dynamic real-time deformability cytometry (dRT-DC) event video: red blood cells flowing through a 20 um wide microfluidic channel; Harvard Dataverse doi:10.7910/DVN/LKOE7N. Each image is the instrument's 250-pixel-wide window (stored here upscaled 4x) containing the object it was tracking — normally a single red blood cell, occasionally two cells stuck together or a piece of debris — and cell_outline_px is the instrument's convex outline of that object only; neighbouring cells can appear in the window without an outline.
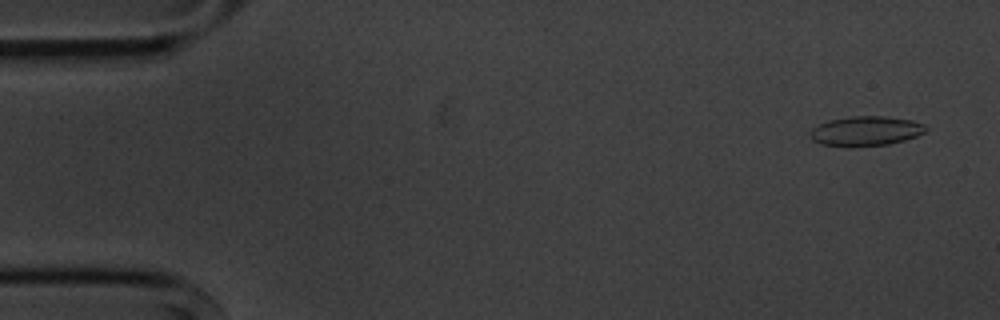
{"species": "common noctule bat (a hibernating species)", "species_latin": "Nyctalus noctula", "temperature_condition": "cold", "stored_images_in_passage": 7, "camera_frame_rate_fps": 3000, "um_per_image_px": 0.085, "animal": {"sex": "male", "body_mass_g": 20.1, "forearm_length_mm": 53.5}, "frame": {"image": 1, "passage_image": 1, "time_ms": 0.0, "image_size_px": [1000, 320], "cell_outline_px": [[928, 128], [924, 132], [916, 136], [904, 140], [888, 144], [820, 144], [812, 140], [808, 132], [812, 128], [828, 120], [852, 116], [884, 116], [912, 120], [924, 124]], "centroid_in_image_um": [73.6, 11.09], "position_along_channel_um": 11.4, "area_um2": 19.31}}
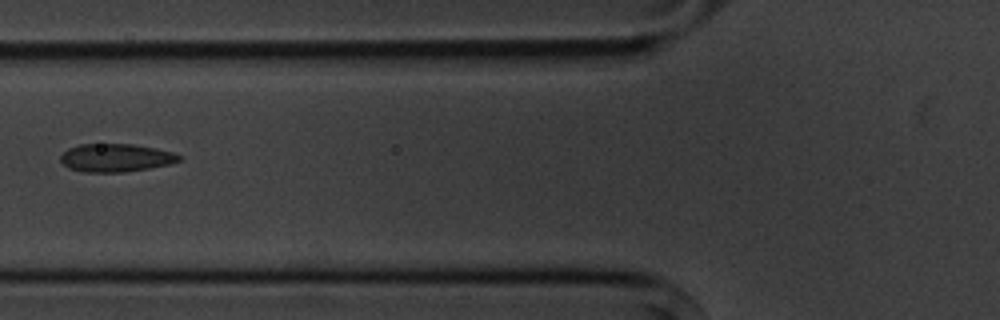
{"frame": {"image": 2, "passage_image": 6, "time_ms": 6.0, "image_size_px": [1000, 320], "cell_outline_px": [[180, 160], [168, 164], [148, 168], [124, 172], [84, 172], [68, 168], [60, 160], [60, 156], [68, 148], [80, 144], [132, 144], [156, 148], [172, 152], [180, 156]], "centroid_in_image_um": [9.8, 13.41], "position_along_channel_um": 116.0, "area_um2": 19.25}}
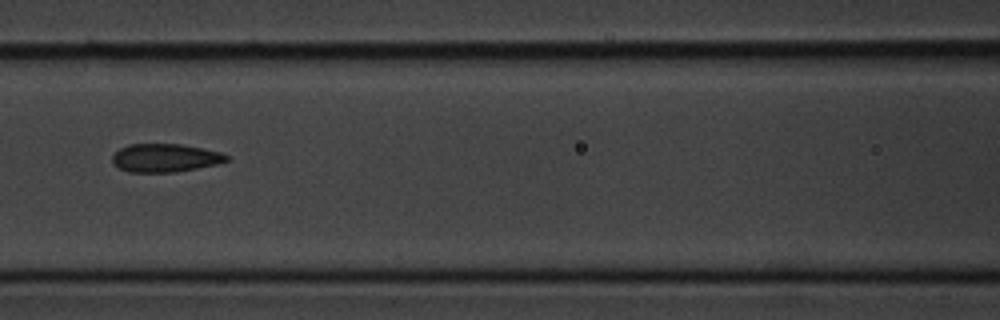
{"frame": {"image": 3, "passage_image": 7, "time_ms": 7.0, "image_size_px": [1000, 320], "cell_outline_px": [[228, 160], [216, 164], [176, 172], [128, 172], [112, 164], [112, 156], [120, 148], [128, 144], [180, 144], [204, 148], [220, 152], [228, 156]], "centroid_in_image_um": [14.01, 13.42], "position_along_channel_um": 152.6, "area_um2": 18.79}}